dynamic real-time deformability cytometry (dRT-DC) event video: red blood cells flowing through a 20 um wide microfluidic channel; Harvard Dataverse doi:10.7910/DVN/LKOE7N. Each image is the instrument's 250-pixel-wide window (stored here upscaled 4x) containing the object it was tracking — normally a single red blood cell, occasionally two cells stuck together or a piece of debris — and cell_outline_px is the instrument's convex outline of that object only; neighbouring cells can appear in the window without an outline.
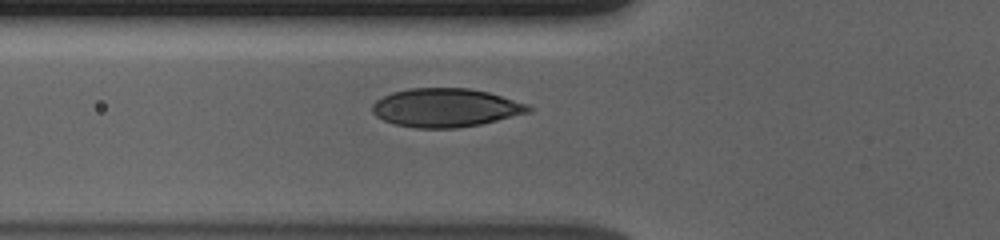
{"species": "human", "species_latin": "Homo sapiens", "temperature_condition": "cold", "stored_images_in_passage": 40, "camera_frame_rate_fps": 3000, "um_per_image_px": 0.085, "donor": {"sex": "male"}, "frame": {"image": 1, "passage_image": 5, "time_ms": 1.333, "image_size_px": [1000, 240], "cell_outline_px": [[532, 112], [480, 124], [456, 128], [416, 128], [392, 124], [376, 116], [372, 112], [372, 104], [376, 100], [392, 92], [408, 88], [468, 88], [488, 92], [528, 104], [532, 108]], "centroid_in_image_um": [37.87, 9.16], "position_along_channel_um": 87.9, "area_um2": 35.2}}
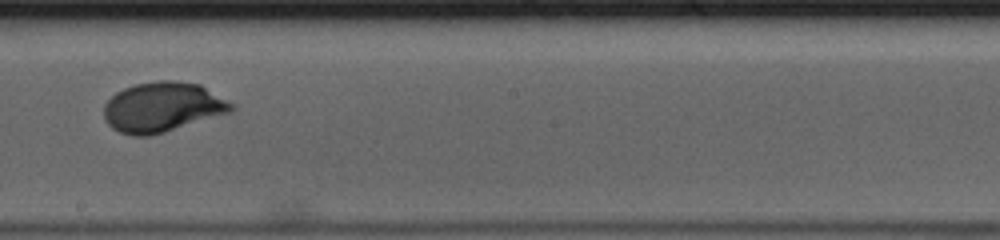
{"frame": {"image": 2, "passage_image": 17, "time_ms": 5.333, "image_size_px": [1000, 240], "cell_outline_px": [[236, 108], [232, 112], [164, 132], [148, 136], [132, 136], [120, 132], [112, 128], [104, 120], [104, 104], [116, 92], [124, 88], [136, 84], [160, 80], [176, 80], [200, 84], [236, 104]], "centroid_in_image_um": [13.84, 9.1], "position_along_channel_um": 234.4, "area_um2": 37.34}}
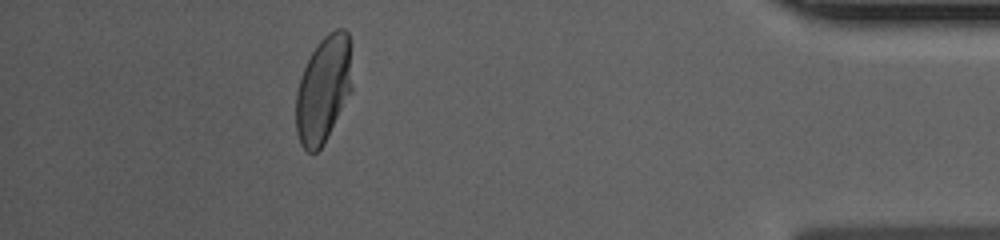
{"frame": {"image": 3, "passage_image": 35, "time_ms": 11.333, "image_size_px": [1000, 240], "cell_outline_px": [[352, 92], [324, 144], [316, 152], [308, 152], [300, 144], [296, 132], [296, 92], [300, 76], [312, 52], [320, 40], [328, 32], [336, 28], [344, 28], [348, 32], [352, 88]], "centroid_in_image_um": [27.49, 7.61], "position_along_channel_um": 407.7, "area_um2": 35.08}, "authors_computed_cell_mechanics": {"area_um2": 35.7204, "velocity_mm_per_s": 3.6635, "shape_relaxation_time_tau1_ms": 2.9417, "shape_relaxation_time_tau2_ms": null, "deformation_change_tau1": 0.1531, "deformation_change_tau2": null}}